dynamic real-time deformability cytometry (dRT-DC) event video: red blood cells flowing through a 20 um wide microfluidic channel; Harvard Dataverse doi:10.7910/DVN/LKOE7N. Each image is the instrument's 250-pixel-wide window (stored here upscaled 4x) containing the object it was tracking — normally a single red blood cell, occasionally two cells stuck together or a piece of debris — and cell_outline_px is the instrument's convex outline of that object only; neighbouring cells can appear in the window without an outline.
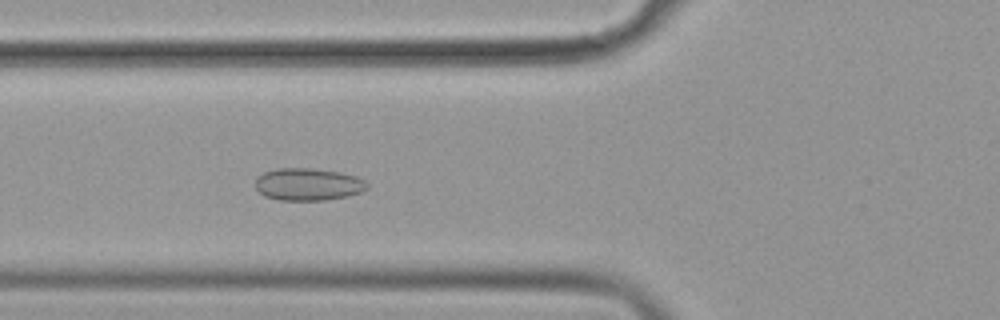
{"species": "common noctule bat (a hibernating species)", "species_latin": "Nyctalus noctula", "temperature_condition": "cold", "stored_images_in_passage": 46, "camera_frame_rate_fps": 3000, "um_per_image_px": 0.085, "animal": {"sex": "female", "body_mass_g": 19.9}, "frame": {"image": 1, "passage_image": 10, "time_ms": 3.0, "image_size_px": [1000, 320], "cell_outline_px": [[368, 188], [360, 192], [348, 196], [324, 200], [276, 200], [264, 196], [256, 188], [256, 180], [264, 172], [276, 168], [312, 168], [340, 172], [356, 176], [364, 180], [368, 184]], "centroid_in_image_um": [26.19, 15.67], "position_along_channel_um": 99.6, "area_um2": 21.1}}
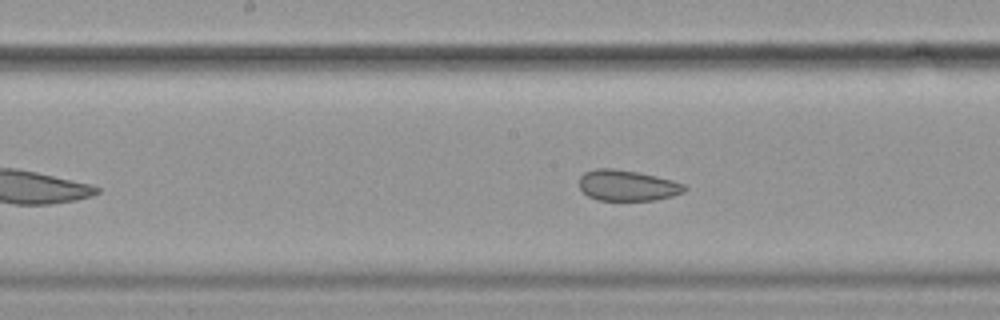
{"frame": {"image": 2, "passage_image": 18, "time_ms": 5.667, "image_size_px": [1000, 320], "cell_outline_px": [[688, 188], [684, 192], [672, 196], [656, 200], [596, 200], [588, 196], [580, 188], [580, 176], [584, 172], [596, 168], [612, 168], [636, 172], [656, 176], [672, 180], [684, 184]], "centroid_in_image_um": [53.32, 15.77], "position_along_channel_um": 194.9, "area_um2": 18.9}}
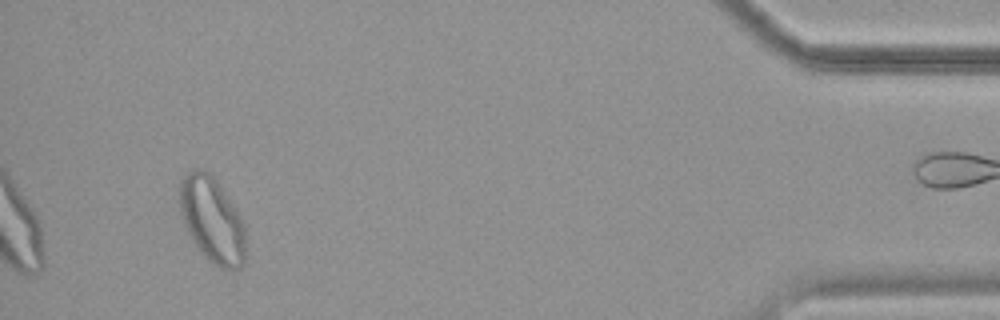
{"frame": {"image": 3, "passage_image": 42, "time_ms": 13.667, "image_size_px": [1000, 320], "cell_outline_px": [[244, 264], [240, 268], [232, 272], [228, 272], [212, 264], [200, 252], [192, 240], [184, 224], [180, 212], [180, 180], [188, 172], [208, 172], [212, 176], [244, 224]], "centroid_in_image_um": [18.02, 18.81], "position_along_channel_um": 417.2, "area_um2": 32.14}, "authors_computed_cell_mechanics": {"area_um2": 22.0796, "velocity_mm_per_s": 3.5725, "shape_relaxation_time_tau1_ms": 9.5457, "shape_relaxation_time_tau2_ms": 1.315, "deformation_change_tau1": 0.0515, "deformation_change_tau2": 0.0677}}